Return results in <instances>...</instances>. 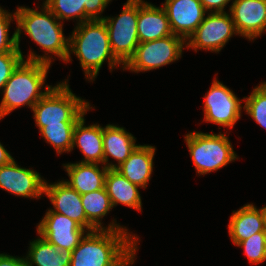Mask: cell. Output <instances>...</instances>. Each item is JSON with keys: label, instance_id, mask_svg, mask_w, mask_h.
I'll use <instances>...</instances> for the list:
<instances>
[{"label": "cell", "instance_id": "cell-14", "mask_svg": "<svg viewBox=\"0 0 266 266\" xmlns=\"http://www.w3.org/2000/svg\"><path fill=\"white\" fill-rule=\"evenodd\" d=\"M45 181L36 171L19 167L14 159L0 166V188L22 196L38 198L44 193Z\"/></svg>", "mask_w": 266, "mask_h": 266}, {"label": "cell", "instance_id": "cell-10", "mask_svg": "<svg viewBox=\"0 0 266 266\" xmlns=\"http://www.w3.org/2000/svg\"><path fill=\"white\" fill-rule=\"evenodd\" d=\"M205 121L232 128L241 116V101L215 79L204 98Z\"/></svg>", "mask_w": 266, "mask_h": 266}, {"label": "cell", "instance_id": "cell-9", "mask_svg": "<svg viewBox=\"0 0 266 266\" xmlns=\"http://www.w3.org/2000/svg\"><path fill=\"white\" fill-rule=\"evenodd\" d=\"M233 34H238L231 14L210 12L188 38L186 47L219 52ZM190 39V40H189Z\"/></svg>", "mask_w": 266, "mask_h": 266}, {"label": "cell", "instance_id": "cell-3", "mask_svg": "<svg viewBox=\"0 0 266 266\" xmlns=\"http://www.w3.org/2000/svg\"><path fill=\"white\" fill-rule=\"evenodd\" d=\"M70 51L79 58L85 77L90 80L97 76L105 59H108L110 70L115 68L116 64H121L111 51L108 31L103 19L88 20L78 24L72 36L69 37V56L66 62L71 59Z\"/></svg>", "mask_w": 266, "mask_h": 266}, {"label": "cell", "instance_id": "cell-1", "mask_svg": "<svg viewBox=\"0 0 266 266\" xmlns=\"http://www.w3.org/2000/svg\"><path fill=\"white\" fill-rule=\"evenodd\" d=\"M112 221L106 229L88 231L72 251L70 266H128L134 263L137 237ZM135 239V240H134Z\"/></svg>", "mask_w": 266, "mask_h": 266}, {"label": "cell", "instance_id": "cell-26", "mask_svg": "<svg viewBox=\"0 0 266 266\" xmlns=\"http://www.w3.org/2000/svg\"><path fill=\"white\" fill-rule=\"evenodd\" d=\"M76 124L47 125L40 130L42 137L50 143L56 152L72 151L73 133Z\"/></svg>", "mask_w": 266, "mask_h": 266}, {"label": "cell", "instance_id": "cell-30", "mask_svg": "<svg viewBox=\"0 0 266 266\" xmlns=\"http://www.w3.org/2000/svg\"><path fill=\"white\" fill-rule=\"evenodd\" d=\"M23 60L22 52L0 53V89L4 88L13 71Z\"/></svg>", "mask_w": 266, "mask_h": 266}, {"label": "cell", "instance_id": "cell-17", "mask_svg": "<svg viewBox=\"0 0 266 266\" xmlns=\"http://www.w3.org/2000/svg\"><path fill=\"white\" fill-rule=\"evenodd\" d=\"M228 229L235 245L257 232H266L265 207L257 209L253 204H247L236 212L233 211Z\"/></svg>", "mask_w": 266, "mask_h": 266}, {"label": "cell", "instance_id": "cell-7", "mask_svg": "<svg viewBox=\"0 0 266 266\" xmlns=\"http://www.w3.org/2000/svg\"><path fill=\"white\" fill-rule=\"evenodd\" d=\"M139 0H127L116 18L103 17L109 36L110 48L115 58L124 66L133 57L138 40Z\"/></svg>", "mask_w": 266, "mask_h": 266}, {"label": "cell", "instance_id": "cell-28", "mask_svg": "<svg viewBox=\"0 0 266 266\" xmlns=\"http://www.w3.org/2000/svg\"><path fill=\"white\" fill-rule=\"evenodd\" d=\"M237 246L244 247L250 263H262L266 260V232H257L250 238L243 240Z\"/></svg>", "mask_w": 266, "mask_h": 266}, {"label": "cell", "instance_id": "cell-13", "mask_svg": "<svg viewBox=\"0 0 266 266\" xmlns=\"http://www.w3.org/2000/svg\"><path fill=\"white\" fill-rule=\"evenodd\" d=\"M162 5L172 33L181 35L186 41L203 22L206 13L200 0H166Z\"/></svg>", "mask_w": 266, "mask_h": 266}, {"label": "cell", "instance_id": "cell-2", "mask_svg": "<svg viewBox=\"0 0 266 266\" xmlns=\"http://www.w3.org/2000/svg\"><path fill=\"white\" fill-rule=\"evenodd\" d=\"M50 64L51 57L30 52L28 59L17 66L2 90L4 95L0 104V119L23 105L33 109L52 88L48 85L44 92L41 91Z\"/></svg>", "mask_w": 266, "mask_h": 266}, {"label": "cell", "instance_id": "cell-27", "mask_svg": "<svg viewBox=\"0 0 266 266\" xmlns=\"http://www.w3.org/2000/svg\"><path fill=\"white\" fill-rule=\"evenodd\" d=\"M246 100L244 109L260 126L266 129V83L254 88Z\"/></svg>", "mask_w": 266, "mask_h": 266}, {"label": "cell", "instance_id": "cell-22", "mask_svg": "<svg viewBox=\"0 0 266 266\" xmlns=\"http://www.w3.org/2000/svg\"><path fill=\"white\" fill-rule=\"evenodd\" d=\"M138 187L139 186L131 183L116 169H108L105 178V188L112 207L121 203L141 211L142 202Z\"/></svg>", "mask_w": 266, "mask_h": 266}, {"label": "cell", "instance_id": "cell-6", "mask_svg": "<svg viewBox=\"0 0 266 266\" xmlns=\"http://www.w3.org/2000/svg\"><path fill=\"white\" fill-rule=\"evenodd\" d=\"M185 136L198 174L205 175L218 170L237 158L228 137L224 134L191 132Z\"/></svg>", "mask_w": 266, "mask_h": 266}, {"label": "cell", "instance_id": "cell-33", "mask_svg": "<svg viewBox=\"0 0 266 266\" xmlns=\"http://www.w3.org/2000/svg\"><path fill=\"white\" fill-rule=\"evenodd\" d=\"M0 266H30L26 258H16L7 254H0Z\"/></svg>", "mask_w": 266, "mask_h": 266}, {"label": "cell", "instance_id": "cell-34", "mask_svg": "<svg viewBox=\"0 0 266 266\" xmlns=\"http://www.w3.org/2000/svg\"><path fill=\"white\" fill-rule=\"evenodd\" d=\"M12 156L4 146L0 143V166L8 164L12 160Z\"/></svg>", "mask_w": 266, "mask_h": 266}, {"label": "cell", "instance_id": "cell-11", "mask_svg": "<svg viewBox=\"0 0 266 266\" xmlns=\"http://www.w3.org/2000/svg\"><path fill=\"white\" fill-rule=\"evenodd\" d=\"M37 232L58 249L73 251L84 237L85 228L50 209L37 226Z\"/></svg>", "mask_w": 266, "mask_h": 266}, {"label": "cell", "instance_id": "cell-29", "mask_svg": "<svg viewBox=\"0 0 266 266\" xmlns=\"http://www.w3.org/2000/svg\"><path fill=\"white\" fill-rule=\"evenodd\" d=\"M14 16L0 7V53L4 52H21V50L17 47L16 43V32L12 35V38L9 39L8 36V28L10 26V22Z\"/></svg>", "mask_w": 266, "mask_h": 266}, {"label": "cell", "instance_id": "cell-21", "mask_svg": "<svg viewBox=\"0 0 266 266\" xmlns=\"http://www.w3.org/2000/svg\"><path fill=\"white\" fill-rule=\"evenodd\" d=\"M98 165L81 162L64 165L70 178V181L65 182L81 195L105 188L108 168L104 166L100 170Z\"/></svg>", "mask_w": 266, "mask_h": 266}, {"label": "cell", "instance_id": "cell-19", "mask_svg": "<svg viewBox=\"0 0 266 266\" xmlns=\"http://www.w3.org/2000/svg\"><path fill=\"white\" fill-rule=\"evenodd\" d=\"M139 145H135V138L132 134L125 131L123 127L115 125H107L103 127V151L104 164L108 162V157L112 156L118 161V166L115 164L106 163L108 169H116L136 150Z\"/></svg>", "mask_w": 266, "mask_h": 266}, {"label": "cell", "instance_id": "cell-15", "mask_svg": "<svg viewBox=\"0 0 266 266\" xmlns=\"http://www.w3.org/2000/svg\"><path fill=\"white\" fill-rule=\"evenodd\" d=\"M230 12L241 36L254 40L266 31V0H234Z\"/></svg>", "mask_w": 266, "mask_h": 266}, {"label": "cell", "instance_id": "cell-31", "mask_svg": "<svg viewBox=\"0 0 266 266\" xmlns=\"http://www.w3.org/2000/svg\"><path fill=\"white\" fill-rule=\"evenodd\" d=\"M111 0H88V20L103 19L99 13L103 12Z\"/></svg>", "mask_w": 266, "mask_h": 266}, {"label": "cell", "instance_id": "cell-32", "mask_svg": "<svg viewBox=\"0 0 266 266\" xmlns=\"http://www.w3.org/2000/svg\"><path fill=\"white\" fill-rule=\"evenodd\" d=\"M201 4L207 11H212L214 13L224 12V8L230 0H200ZM214 9V10H212Z\"/></svg>", "mask_w": 266, "mask_h": 266}, {"label": "cell", "instance_id": "cell-23", "mask_svg": "<svg viewBox=\"0 0 266 266\" xmlns=\"http://www.w3.org/2000/svg\"><path fill=\"white\" fill-rule=\"evenodd\" d=\"M30 242L26 260L30 266H70L72 251L58 249L42 236Z\"/></svg>", "mask_w": 266, "mask_h": 266}, {"label": "cell", "instance_id": "cell-12", "mask_svg": "<svg viewBox=\"0 0 266 266\" xmlns=\"http://www.w3.org/2000/svg\"><path fill=\"white\" fill-rule=\"evenodd\" d=\"M44 194L51 200L56 212L77 222L86 230H97L86 218L82 205L81 194L68 185L65 181L55 184L44 183Z\"/></svg>", "mask_w": 266, "mask_h": 266}, {"label": "cell", "instance_id": "cell-4", "mask_svg": "<svg viewBox=\"0 0 266 266\" xmlns=\"http://www.w3.org/2000/svg\"><path fill=\"white\" fill-rule=\"evenodd\" d=\"M42 12L26 7H18L15 19L18 24L16 43L19 47L21 30L23 29L32 40L41 46L45 52L53 53L63 61L69 56V38L63 35V24L58 20L50 9L44 4Z\"/></svg>", "mask_w": 266, "mask_h": 266}, {"label": "cell", "instance_id": "cell-16", "mask_svg": "<svg viewBox=\"0 0 266 266\" xmlns=\"http://www.w3.org/2000/svg\"><path fill=\"white\" fill-rule=\"evenodd\" d=\"M139 43L173 35L165 9L139 0Z\"/></svg>", "mask_w": 266, "mask_h": 266}, {"label": "cell", "instance_id": "cell-18", "mask_svg": "<svg viewBox=\"0 0 266 266\" xmlns=\"http://www.w3.org/2000/svg\"><path fill=\"white\" fill-rule=\"evenodd\" d=\"M84 123L83 115L75 125L72 149L77 145L84 154L81 163L104 164L103 127L98 124L86 127Z\"/></svg>", "mask_w": 266, "mask_h": 266}, {"label": "cell", "instance_id": "cell-24", "mask_svg": "<svg viewBox=\"0 0 266 266\" xmlns=\"http://www.w3.org/2000/svg\"><path fill=\"white\" fill-rule=\"evenodd\" d=\"M81 200L87 220L97 230L105 229L101 226L100 218H103L112 209L106 188L82 194Z\"/></svg>", "mask_w": 266, "mask_h": 266}, {"label": "cell", "instance_id": "cell-20", "mask_svg": "<svg viewBox=\"0 0 266 266\" xmlns=\"http://www.w3.org/2000/svg\"><path fill=\"white\" fill-rule=\"evenodd\" d=\"M154 153L155 147L139 145L116 170L139 188H146L153 171Z\"/></svg>", "mask_w": 266, "mask_h": 266}, {"label": "cell", "instance_id": "cell-8", "mask_svg": "<svg viewBox=\"0 0 266 266\" xmlns=\"http://www.w3.org/2000/svg\"><path fill=\"white\" fill-rule=\"evenodd\" d=\"M184 38L170 35L139 43L133 57L124 66L134 72L149 71L176 61L182 55Z\"/></svg>", "mask_w": 266, "mask_h": 266}, {"label": "cell", "instance_id": "cell-5", "mask_svg": "<svg viewBox=\"0 0 266 266\" xmlns=\"http://www.w3.org/2000/svg\"><path fill=\"white\" fill-rule=\"evenodd\" d=\"M91 107L76 97L67 82L52 87L33 107L37 127L41 130L47 125L76 124Z\"/></svg>", "mask_w": 266, "mask_h": 266}, {"label": "cell", "instance_id": "cell-25", "mask_svg": "<svg viewBox=\"0 0 266 266\" xmlns=\"http://www.w3.org/2000/svg\"><path fill=\"white\" fill-rule=\"evenodd\" d=\"M43 4L59 21L70 18H78V24L88 21V0H46Z\"/></svg>", "mask_w": 266, "mask_h": 266}]
</instances>
